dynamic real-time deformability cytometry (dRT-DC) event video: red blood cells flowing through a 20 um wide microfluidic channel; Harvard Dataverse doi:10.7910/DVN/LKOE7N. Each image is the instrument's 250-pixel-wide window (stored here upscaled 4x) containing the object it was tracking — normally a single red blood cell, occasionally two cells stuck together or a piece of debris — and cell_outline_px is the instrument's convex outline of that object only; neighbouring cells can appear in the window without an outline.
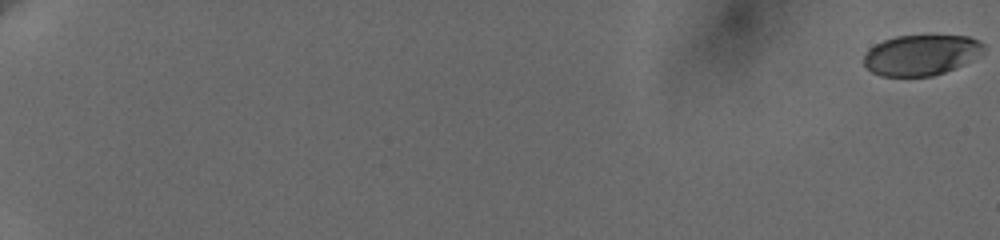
{"species": "human", "species_latin": "Homo sapiens", "temperature_condition": "cold", "stored_images_in_passage": 21, "camera_frame_rate_fps": 3000, "um_per_image_px": 0.085, "donor": {"sex": "female"}, "frame": {"image": 1, "passage_image": 1, "time_ms": 0.0, "image_size_px": [1000, 240], "cell_outline_px": [[984, 52], [944, 72], [932, 76], [880, 76], [872, 72], [864, 64], [864, 56], [868, 48], [884, 40], [896, 36], [968, 36], [980, 40], [984, 44]], "centroid_in_image_um": [78.26, 4.67], "position_along_channel_um": 6.7, "area_um2": 27.98}}
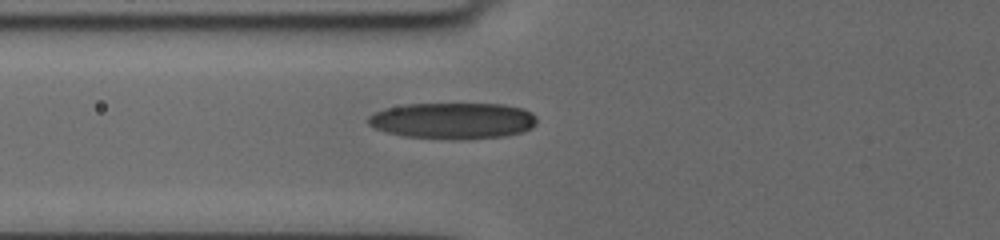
{"frame": {"image": 2, "passage_image": 18, "time_ms": 9.0, "image_size_px": [1000, 240], "cell_outline_px": [[536, 124], [532, 128], [520, 132], [504, 136], [464, 140], [452, 140], [404, 136], [388, 132], [376, 128], [368, 124], [368, 116], [384, 108], [404, 104], [504, 104], [524, 108], [532, 112], [536, 116]], "centroid_in_image_um": [38.53, 10.26], "position_along_channel_um": 87.3, "area_um2": 35.95}}
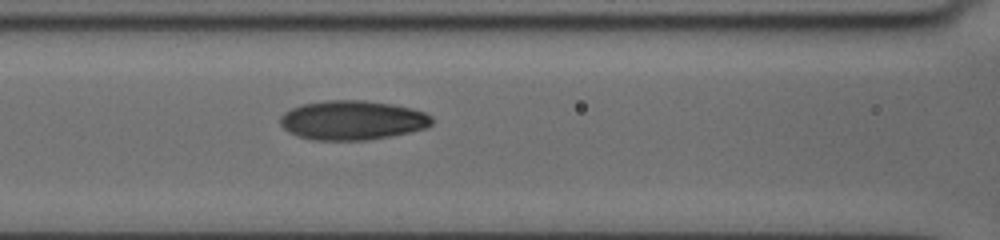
{"frame": {"image": 3, "passage_image": 21, "time_ms": 10.333, "image_size_px": [1000, 240], "cell_outline_px": [[432, 124], [428, 128], [388, 136], [364, 140], [312, 140], [296, 136], [288, 132], [280, 124], [280, 116], [284, 112], [300, 104], [328, 100], [364, 100], [392, 104], [412, 108], [424, 112], [432, 116]], "centroid_in_image_um": [29.93, 10.21], "position_along_channel_um": 136.7, "area_um2": 34.91}}